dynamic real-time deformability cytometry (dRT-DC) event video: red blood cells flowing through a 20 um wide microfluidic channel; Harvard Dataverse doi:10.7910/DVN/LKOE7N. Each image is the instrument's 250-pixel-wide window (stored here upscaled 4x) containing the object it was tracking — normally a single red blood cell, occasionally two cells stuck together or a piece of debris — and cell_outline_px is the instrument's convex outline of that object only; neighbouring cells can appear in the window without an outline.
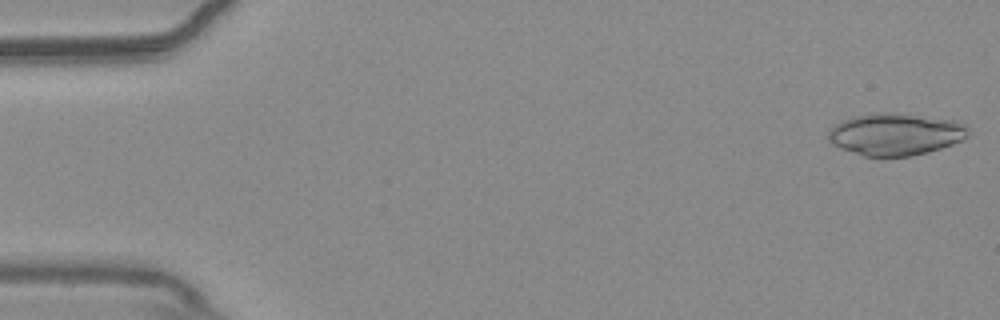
{"species": "common noctule bat (a hibernating species)", "species_latin": "Nyctalus noctula", "temperature_condition": "warm", "stored_images_in_passage": 54, "camera_frame_rate_fps": 3000, "um_per_image_px": 0.085, "animal": {"sex": "male", "body_mass_g": 20.4}, "frame": {"image": 1, "passage_image": 1, "time_ms": 0.0, "image_size_px": [1000, 320], "cell_outline_px": [[968, 136], [952, 144], [928, 152], [912, 156], [864, 156], [840, 148], [832, 144], [828, 140], [828, 132], [840, 120], [848, 116], [876, 112], [892, 112], [956, 120], [964, 124], [968, 128]], "centroid_in_image_um": [76.08, 11.39], "position_along_channel_um": 8.9, "area_um2": 34.56}}